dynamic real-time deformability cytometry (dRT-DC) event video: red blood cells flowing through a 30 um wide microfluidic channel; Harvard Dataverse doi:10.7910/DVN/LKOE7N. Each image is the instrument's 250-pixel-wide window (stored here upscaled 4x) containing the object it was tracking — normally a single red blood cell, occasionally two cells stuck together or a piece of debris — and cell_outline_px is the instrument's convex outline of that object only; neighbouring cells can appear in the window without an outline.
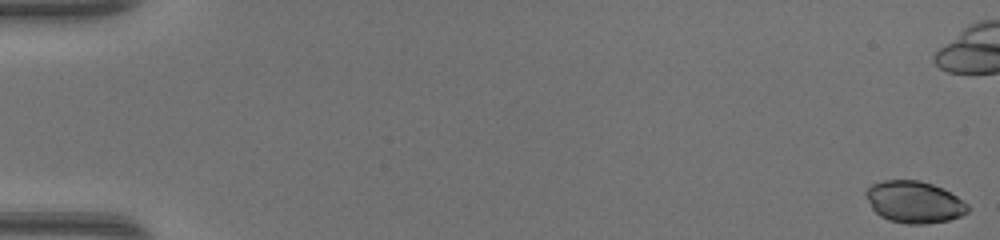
{"species": "common noctule bat (a hibernating species)", "species_latin": "Nyctalus noctula", "temperature_condition": "warm", "stored_images_in_passage": 48, "camera_frame_rate_fps": 3000, "um_per_image_px": 0.085, "animal": {"sex": "female", "body_mass_g": 17.0, "forearm_length_mm": 48.0}, "frame": {"image": 1, "passage_image": 1, "time_ms": 0.0, "image_size_px": [1000, 240], "cell_outline_px": [[968, 212], [960, 216], [948, 220], [924, 224], [908, 224], [888, 220], [880, 216], [872, 208], [864, 192], [872, 184], [884, 180], [920, 180], [932, 184], [956, 196], [968, 204]], "centroid_in_image_um": [77.69, 17.17], "position_along_channel_um": 7.3, "area_um2": 24.62}}
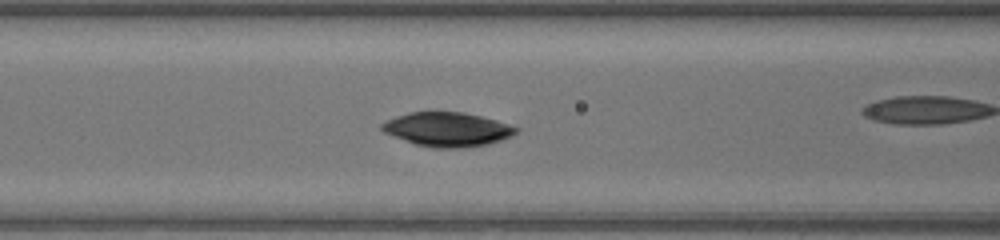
{"frame": {"image": 2, "passage_image": 22, "time_ms": 7.0, "image_size_px": [1000, 240], "cell_outline_px": [[520, 128], [512, 136], [488, 144], [464, 148], [432, 148], [416, 144], [384, 132], [380, 128], [380, 124], [396, 116], [408, 112], [464, 112], [496, 120]], "centroid_in_image_um": [38.03, 11.0], "position_along_channel_um": 128.6, "area_um2": 26.59}}
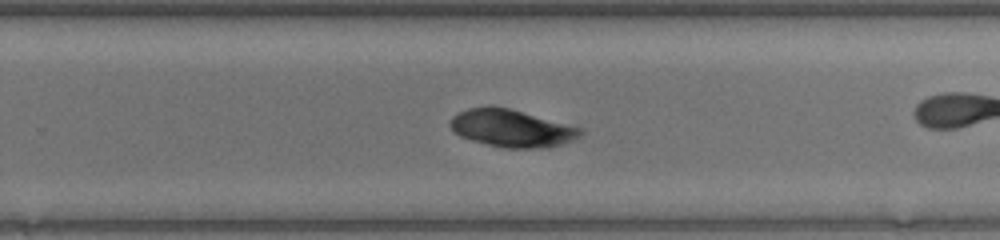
{"frame": {"image": 3, "passage_image": 33, "time_ms": 10.667, "image_size_px": [1000, 240], "cell_outline_px": [[584, 132], [580, 136], [572, 140], [548, 148], [504, 148], [472, 140], [460, 136], [448, 124], [452, 116], [468, 108], [488, 104], [492, 104], [508, 108], [584, 128]], "centroid_in_image_um": [43.49, 10.88], "position_along_channel_um": 286.3, "area_um2": 28.61}}